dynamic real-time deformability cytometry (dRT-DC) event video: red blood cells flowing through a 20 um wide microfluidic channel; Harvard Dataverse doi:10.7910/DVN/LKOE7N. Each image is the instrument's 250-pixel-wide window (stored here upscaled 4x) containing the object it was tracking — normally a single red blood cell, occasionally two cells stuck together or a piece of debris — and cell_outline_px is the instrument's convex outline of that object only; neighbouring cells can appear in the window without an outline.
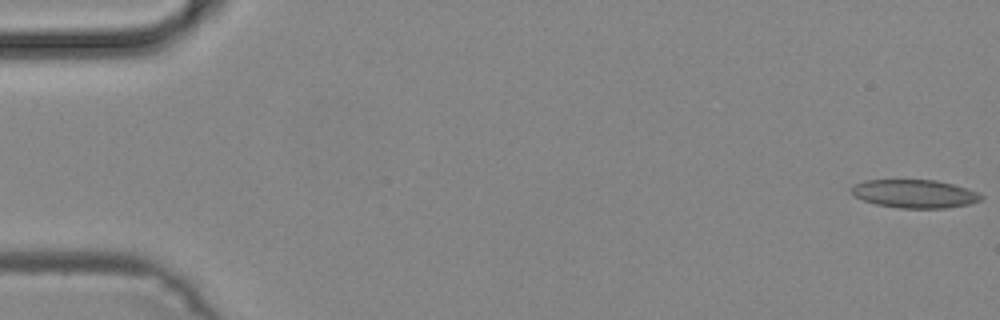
{"species": "common noctule bat (a hibernating species)", "species_latin": "Nyctalus noctula", "temperature_condition": "cold", "stored_images_in_passage": 50, "camera_frame_rate_fps": 3000, "um_per_image_px": 0.085, "animal": {"sex": "male", "body_mass_g": 19.2, "forearm_length_mm": 51.8}, "frame": {"image": 1, "passage_image": 1, "time_ms": 0.0, "image_size_px": [1000, 320], "cell_outline_px": [[984, 200], [968, 204], [944, 208], [900, 208], [876, 204], [864, 200], [856, 196], [852, 192], [852, 188], [856, 184], [864, 180], [936, 180], [968, 188], [984, 196]], "centroid_in_image_um": [77.79, 16.47], "position_along_channel_um": 7.2, "area_um2": 21.21}}
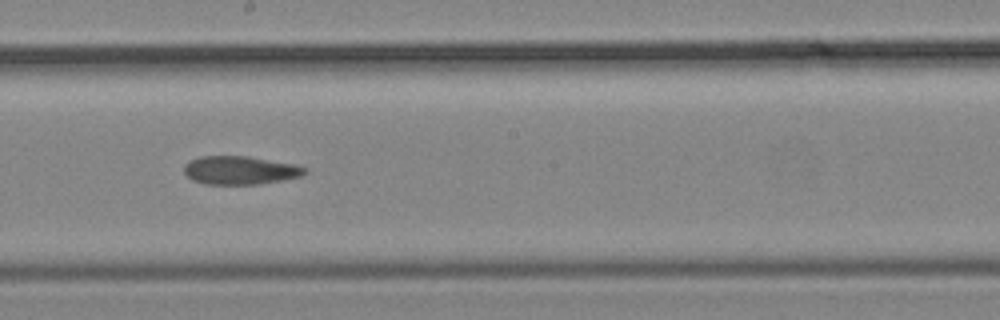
{"frame": {"image": 2, "passage_image": 28, "time_ms": 9.0, "image_size_px": [1000, 320], "cell_outline_px": [[308, 172], [304, 176], [260, 184], [204, 184], [192, 180], [184, 172], [184, 164], [188, 160], [200, 156], [248, 156], [296, 164], [304, 168]], "centroid_in_image_um": [20.41, 14.47], "position_along_channel_um": 227.8, "area_um2": 20.17}}
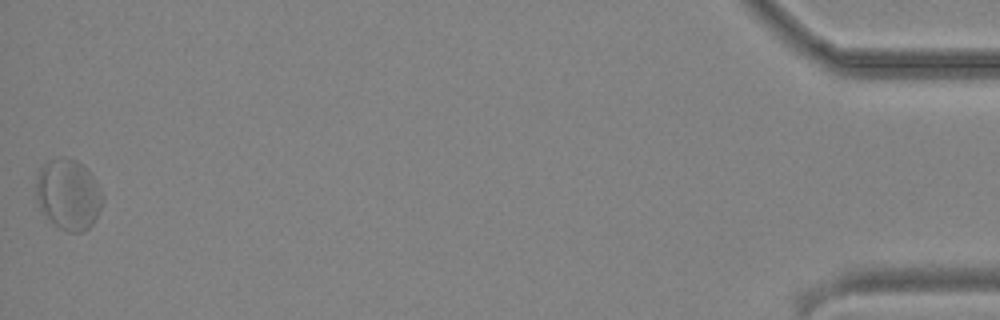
{"frame": {"image": 3, "passage_image": 50, "time_ms": 16.333, "image_size_px": [1000, 320], "cell_outline_px": [[104, 200], [92, 224], [88, 228], [80, 232], [68, 232], [60, 228], [48, 220], [40, 208], [36, 200], [36, 176], [40, 168], [48, 160], [64, 156], [68, 156], [76, 160], [92, 176], [104, 196]], "centroid_in_image_um": [5.78, 16.52], "position_along_channel_um": 429.4, "area_um2": 27.4}}